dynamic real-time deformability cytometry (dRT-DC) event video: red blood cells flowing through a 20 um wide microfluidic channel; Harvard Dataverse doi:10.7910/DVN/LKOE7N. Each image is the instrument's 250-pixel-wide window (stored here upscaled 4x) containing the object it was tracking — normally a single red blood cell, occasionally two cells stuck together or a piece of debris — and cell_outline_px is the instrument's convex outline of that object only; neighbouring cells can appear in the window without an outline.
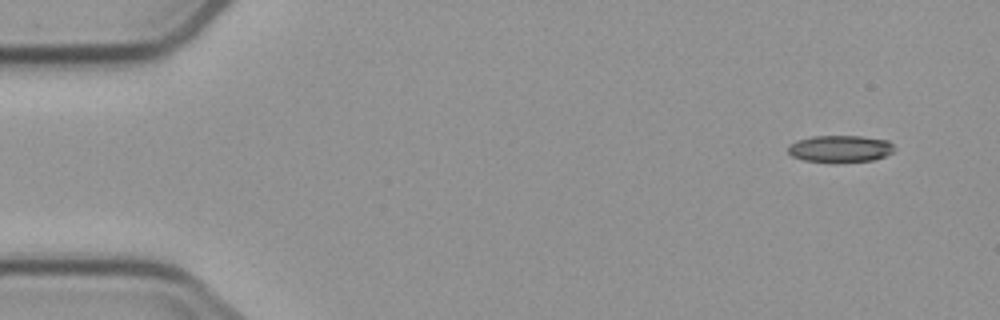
{"species": "common noctule bat (a hibernating species)", "species_latin": "Nyctalus noctula", "temperature_condition": "cold", "stored_images_in_passage": 5, "camera_frame_rate_fps": 3000, "um_per_image_px": 0.085, "animal": {"sex": "male", "body_mass_g": 23.1, "forearm_length_mm": 52.7}, "frame": {"image": 1, "passage_image": 1, "time_ms": 0.0, "image_size_px": [1000, 320], "cell_outline_px": [[896, 148], [892, 152], [884, 156], [872, 160], [804, 160], [792, 156], [788, 152], [788, 144], [796, 140], [812, 136], [860, 136], [888, 140]], "centroid_in_image_um": [71.4, 12.6], "position_along_channel_um": 13.6, "area_um2": 16.13}}
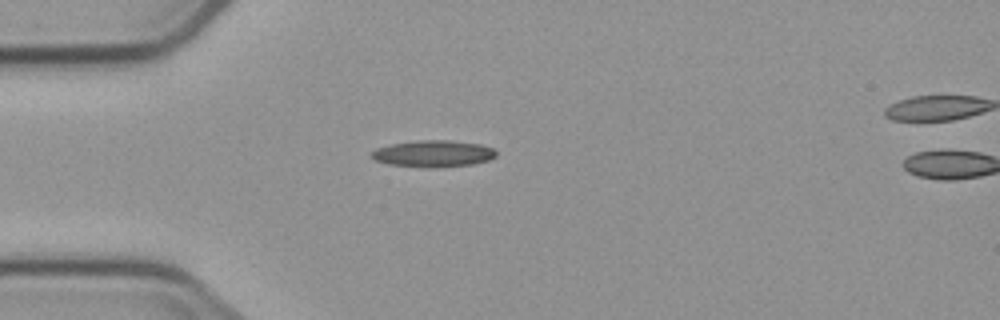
{"frame": {"image": 2, "passage_image": 4, "time_ms": 3.667, "image_size_px": [1000, 320], "cell_outline_px": [[496, 156], [488, 160], [472, 164], [432, 168], [428, 168], [388, 164], [376, 160], [368, 156], [376, 148], [392, 144], [416, 140], [448, 140], [480, 144], [492, 148], [496, 152]], "centroid_in_image_um": [36.8, 13.06], "position_along_channel_um": 48.2, "area_um2": 19.36}}